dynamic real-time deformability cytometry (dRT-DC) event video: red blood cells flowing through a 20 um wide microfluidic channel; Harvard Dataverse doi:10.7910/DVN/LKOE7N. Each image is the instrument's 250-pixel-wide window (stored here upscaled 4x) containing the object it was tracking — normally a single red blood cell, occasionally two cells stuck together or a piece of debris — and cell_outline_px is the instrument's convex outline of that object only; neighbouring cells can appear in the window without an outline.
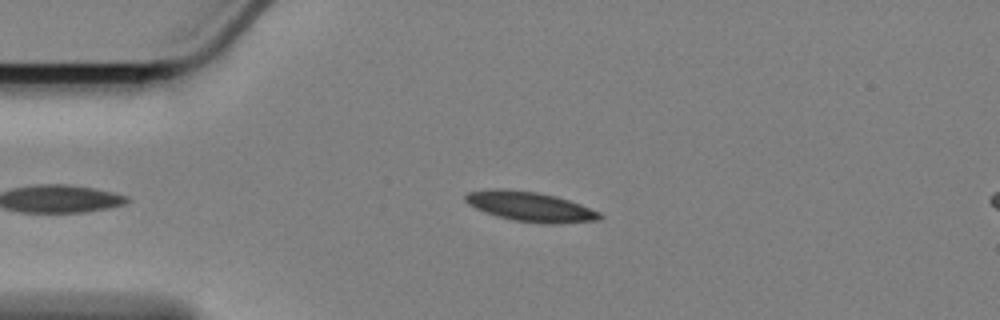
{"species": "Egyptian fruit bat (a non-hibernating species)", "species_latin": "Rousettus aegyptiacus", "temperature_condition": "cold", "stored_images_in_passage": 52, "camera_frame_rate_fps": 3000, "um_per_image_px": 0.085, "animal": {"sex": "female"}, "frame": {"image": 1, "passage_image": 12, "time_ms": 3.667, "image_size_px": [1000, 320], "cell_outline_px": [[604, 216], [596, 220], [552, 224], [516, 220], [500, 216], [476, 208], [468, 204], [464, 200], [464, 196], [468, 192], [496, 188], [504, 188], [536, 192], [556, 196], [580, 204], [600, 212]], "centroid_in_image_um": [45.07, 17.54], "position_along_channel_um": 39.9, "area_um2": 22.83}}
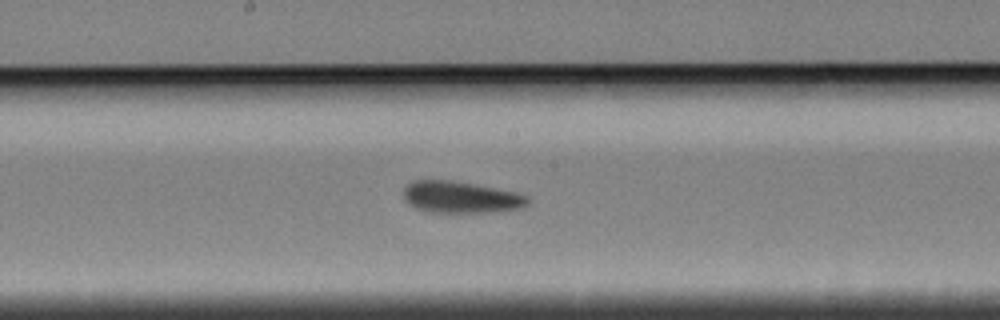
{"frame": {"image": 2, "passage_image": 29, "time_ms": 9.333, "image_size_px": [1000, 320], "cell_outline_px": [[528, 204], [520, 208], [488, 212], [432, 212], [416, 208], [404, 196], [404, 188], [412, 180], [448, 180], [472, 184], [516, 192], [528, 196]], "centroid_in_image_um": [39.17, 16.75], "position_along_channel_um": 209.0, "area_um2": 22.43}}
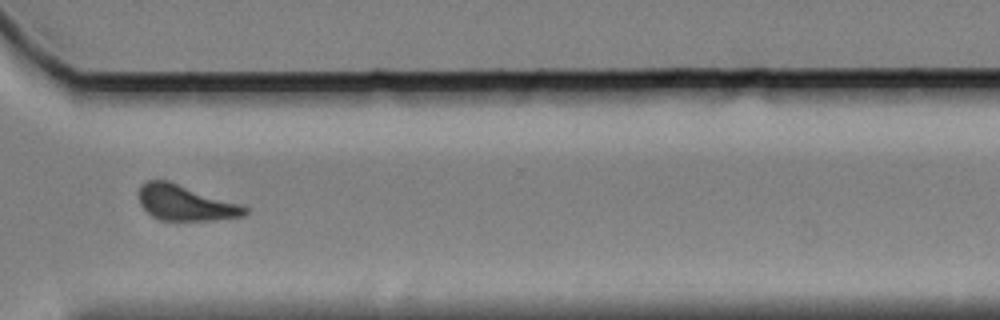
{"frame": {"image": 3, "passage_image": 42, "time_ms": 13.667, "image_size_px": [1000, 320], "cell_outline_px": [[248, 212], [244, 216], [216, 220], [160, 220], [152, 216], [140, 204], [140, 184], [148, 180], [168, 180], [240, 204], [248, 208]], "centroid_in_image_um": [15.77, 17.24], "position_along_channel_um": 354.8, "area_um2": 21.79}, "authors_computed_cell_mechanics": {"area_um2": 22.3686, "velocity_mm_per_s": 3.3794, "shape_relaxation_time_tau1_ms": null, "shape_relaxation_time_tau2_ms": 8.807, "deformation_change_tau1": null, "deformation_change_tau2": 0.1787}}